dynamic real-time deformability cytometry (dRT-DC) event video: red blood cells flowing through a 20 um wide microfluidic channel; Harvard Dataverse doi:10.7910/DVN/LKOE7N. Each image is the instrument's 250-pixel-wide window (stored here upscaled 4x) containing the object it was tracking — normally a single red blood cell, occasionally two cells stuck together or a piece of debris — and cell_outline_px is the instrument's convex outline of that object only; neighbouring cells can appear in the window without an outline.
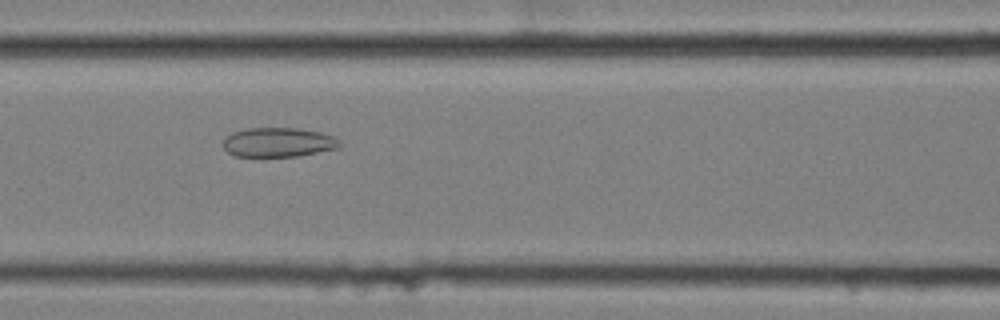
{"species": "common noctule bat (a hibernating species)", "species_latin": "Nyctalus noctula", "temperature_condition": "cold", "stored_images_in_passage": 42, "camera_frame_rate_fps": 3000, "um_per_image_px": 0.085, "animal": {"sex": "female", "body_mass_g": 25.1}, "frame": {"image": 1, "passage_image": 9, "time_ms": 2.667, "image_size_px": [1000, 320], "cell_outline_px": [[340, 148], [300, 156], [236, 156], [228, 152], [224, 148], [224, 136], [232, 132], [248, 128], [296, 128], [320, 132], [336, 136], [340, 140]], "centroid_in_image_um": [23.69, 12.09], "position_along_channel_um": 142.9, "area_um2": 20.11}}
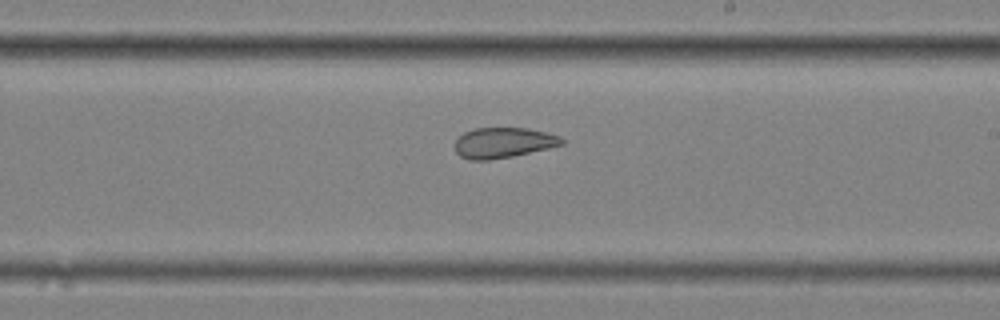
{"frame": {"image": 2, "passage_image": 18, "time_ms": 5.667, "image_size_px": [1000, 320], "cell_outline_px": [[564, 144], [548, 148], [512, 156], [488, 160], [472, 160], [460, 156], [456, 152], [452, 144], [464, 132], [476, 128], [528, 128], [560, 136], [564, 140]], "centroid_in_image_um": [42.75, 12.13], "position_along_channel_um": 246.3, "area_um2": 18.9}}
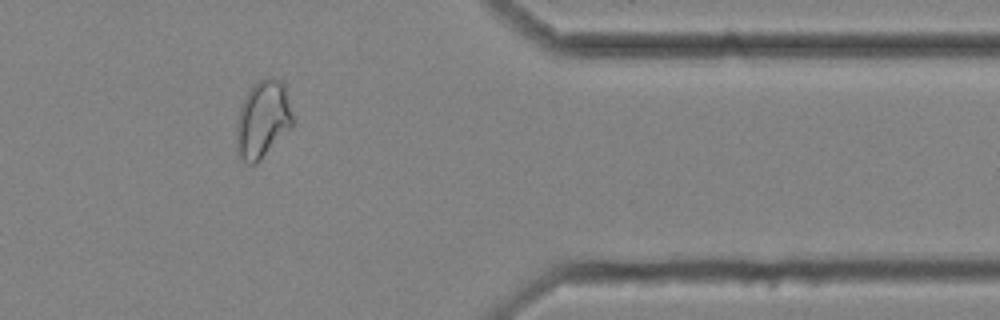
{"frame": {"image": 3, "passage_image": 32, "time_ms": 10.333, "image_size_px": [1000, 320], "cell_outline_px": [[296, 120], [260, 160], [256, 164], [248, 164], [236, 152], [236, 124], [240, 108], [252, 84], [268, 76], [272, 76], [280, 80], [284, 84]], "centroid_in_image_um": [22.34, 10.12], "position_along_channel_um": 389.1, "area_um2": 25.43}, "authors_computed_cell_mechanics": {"area_um2": 21.386, "velocity_mm_per_s": 3.447, "shape_relaxation_time_tau1_ms": null, "shape_relaxation_time_tau2_ms": 3.1034, "deformation_change_tau1": null, "deformation_change_tau2": 0.0992}}